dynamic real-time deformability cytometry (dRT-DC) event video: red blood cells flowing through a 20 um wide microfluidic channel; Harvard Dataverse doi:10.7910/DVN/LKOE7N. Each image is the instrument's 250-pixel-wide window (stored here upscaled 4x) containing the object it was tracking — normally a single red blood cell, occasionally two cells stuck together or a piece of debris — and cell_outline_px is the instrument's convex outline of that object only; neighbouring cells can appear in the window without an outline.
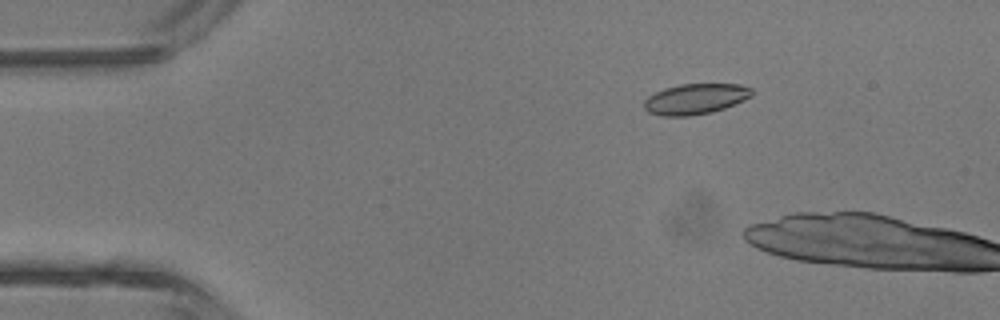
{"species": "common noctule bat (a hibernating species)", "species_latin": "Nyctalus noctula", "temperature_condition": "room temperature", "stored_images_in_passage": 3, "camera_frame_rate_fps": 3000, "um_per_image_px": 0.085, "animal": {"sex": "male", "body_mass_g": 13.3}, "frame": {"image": 1, "passage_image": 2, "time_ms": 1.0, "image_size_px": [1000, 320], "cell_outline_px": [[752, 96], [744, 100], [724, 108], [712, 112], [688, 116], [664, 116], [648, 112], [644, 108], [644, 100], [648, 96], [664, 88], [680, 84], [740, 84], [752, 88]], "centroid_in_image_um": [59.1, 8.41], "position_along_channel_um": 25.9, "area_um2": 19.19}}